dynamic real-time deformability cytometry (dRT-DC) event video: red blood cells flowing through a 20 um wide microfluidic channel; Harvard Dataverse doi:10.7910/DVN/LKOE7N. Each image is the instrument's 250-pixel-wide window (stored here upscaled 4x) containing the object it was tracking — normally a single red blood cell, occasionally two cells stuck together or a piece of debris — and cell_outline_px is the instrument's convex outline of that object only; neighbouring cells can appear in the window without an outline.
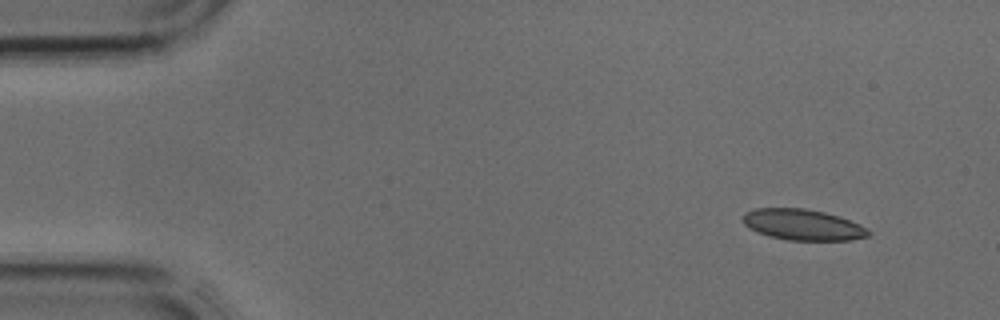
{"species": "common noctule bat (a hibernating species)", "species_latin": "Nyctalus noctula", "temperature_condition": "cold", "stored_images_in_passage": 2, "camera_frame_rate_fps": 3000, "um_per_image_px": 0.085, "animal": {"sex": "male", "body_mass_g": 17.9, "forearm_length_mm": 54.2}, "frame": {"image": 1, "passage_image": 1, "time_ms": 0.0, "image_size_px": [1000, 320], "cell_outline_px": [[872, 232], [868, 236], [848, 240], [788, 240], [768, 236], [756, 232], [748, 228], [744, 224], [744, 212], [756, 208], [804, 208], [824, 212], [840, 216], [860, 224]], "centroid_in_image_um": [68.23, 19.1], "position_along_channel_um": 16.8, "area_um2": 22.72}}